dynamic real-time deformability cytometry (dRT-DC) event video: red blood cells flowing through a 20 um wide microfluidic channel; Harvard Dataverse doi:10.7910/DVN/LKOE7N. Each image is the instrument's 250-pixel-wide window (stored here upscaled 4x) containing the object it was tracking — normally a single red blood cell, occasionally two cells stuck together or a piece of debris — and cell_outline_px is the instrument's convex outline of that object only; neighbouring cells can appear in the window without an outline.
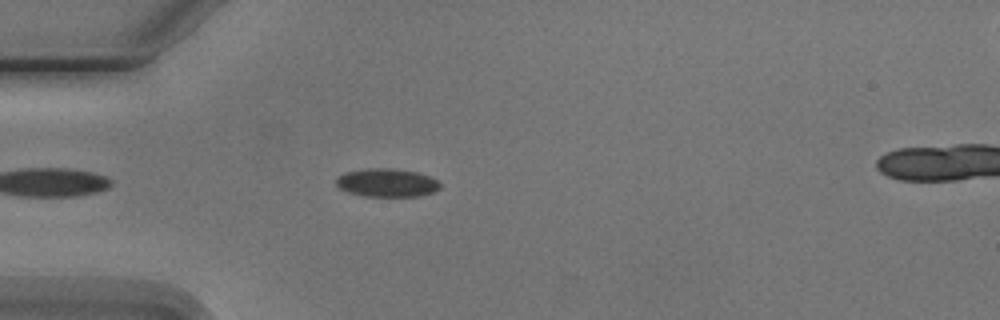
{"species": "Egyptian fruit bat (a non-hibernating species)", "species_latin": "Rousettus aegyptiacus", "temperature_condition": "cold", "stored_images_in_passage": 4, "camera_frame_rate_fps": 3000, "um_per_image_px": 0.085, "animal": {"sex": "male"}, "frame": {"image": 1, "passage_image": 3, "time_ms": 2.333, "image_size_px": [1000, 320], "cell_outline_px": [[440, 188], [432, 192], [416, 196], [364, 196], [348, 192], [340, 188], [336, 184], [336, 176], [344, 172], [368, 168], [392, 168], [416, 172], [428, 176], [436, 180], [440, 184]], "centroid_in_image_um": [32.83, 15.52], "position_along_channel_um": 52.2, "area_um2": 17.05}}